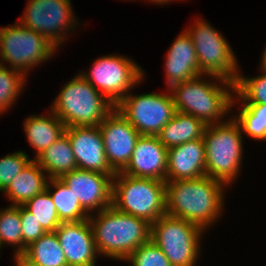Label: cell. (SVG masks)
<instances>
[{
    "instance_id": "6da1fadb",
    "label": "cell",
    "mask_w": 266,
    "mask_h": 266,
    "mask_svg": "<svg viewBox=\"0 0 266 266\" xmlns=\"http://www.w3.org/2000/svg\"><path fill=\"white\" fill-rule=\"evenodd\" d=\"M224 183L209 176L166 181V214L195 223L203 230L220 216Z\"/></svg>"
},
{
    "instance_id": "7a4b0ae2",
    "label": "cell",
    "mask_w": 266,
    "mask_h": 266,
    "mask_svg": "<svg viewBox=\"0 0 266 266\" xmlns=\"http://www.w3.org/2000/svg\"><path fill=\"white\" fill-rule=\"evenodd\" d=\"M89 215L98 253L126 261L142 244L151 240V224L145 219L116 210L113 206Z\"/></svg>"
},
{
    "instance_id": "3957f363",
    "label": "cell",
    "mask_w": 266,
    "mask_h": 266,
    "mask_svg": "<svg viewBox=\"0 0 266 266\" xmlns=\"http://www.w3.org/2000/svg\"><path fill=\"white\" fill-rule=\"evenodd\" d=\"M202 77L200 75L173 85L167 90L171 92L176 111L190 114L205 125L218 124L229 113L233 104H236L230 93L234 91V82H222V86H219L218 83L207 82Z\"/></svg>"
},
{
    "instance_id": "277c9868",
    "label": "cell",
    "mask_w": 266,
    "mask_h": 266,
    "mask_svg": "<svg viewBox=\"0 0 266 266\" xmlns=\"http://www.w3.org/2000/svg\"><path fill=\"white\" fill-rule=\"evenodd\" d=\"M112 206L152 224L166 215V182L117 172L112 180Z\"/></svg>"
},
{
    "instance_id": "5b68a950",
    "label": "cell",
    "mask_w": 266,
    "mask_h": 266,
    "mask_svg": "<svg viewBox=\"0 0 266 266\" xmlns=\"http://www.w3.org/2000/svg\"><path fill=\"white\" fill-rule=\"evenodd\" d=\"M51 106L65 128L98 126L115 108L80 73L64 85Z\"/></svg>"
},
{
    "instance_id": "8992f818",
    "label": "cell",
    "mask_w": 266,
    "mask_h": 266,
    "mask_svg": "<svg viewBox=\"0 0 266 266\" xmlns=\"http://www.w3.org/2000/svg\"><path fill=\"white\" fill-rule=\"evenodd\" d=\"M242 135L234 118L206 125L203 133L206 176L219 180L226 186L236 179L242 163Z\"/></svg>"
},
{
    "instance_id": "52a82bcc",
    "label": "cell",
    "mask_w": 266,
    "mask_h": 266,
    "mask_svg": "<svg viewBox=\"0 0 266 266\" xmlns=\"http://www.w3.org/2000/svg\"><path fill=\"white\" fill-rule=\"evenodd\" d=\"M190 29H186V32L195 47L200 75H209L220 82L235 83L239 75L237 60L222 34L198 18Z\"/></svg>"
},
{
    "instance_id": "ba28073f",
    "label": "cell",
    "mask_w": 266,
    "mask_h": 266,
    "mask_svg": "<svg viewBox=\"0 0 266 266\" xmlns=\"http://www.w3.org/2000/svg\"><path fill=\"white\" fill-rule=\"evenodd\" d=\"M203 231L195 223L166 214L151 224V240L172 266H195Z\"/></svg>"
},
{
    "instance_id": "9c48e42d",
    "label": "cell",
    "mask_w": 266,
    "mask_h": 266,
    "mask_svg": "<svg viewBox=\"0 0 266 266\" xmlns=\"http://www.w3.org/2000/svg\"><path fill=\"white\" fill-rule=\"evenodd\" d=\"M57 47L45 36L21 25L19 22L0 29V64L10 63L11 69L25 76L29 69L49 60Z\"/></svg>"
},
{
    "instance_id": "30bf717a",
    "label": "cell",
    "mask_w": 266,
    "mask_h": 266,
    "mask_svg": "<svg viewBox=\"0 0 266 266\" xmlns=\"http://www.w3.org/2000/svg\"><path fill=\"white\" fill-rule=\"evenodd\" d=\"M89 74L82 75L115 107L128 91L144 78V71L133 60L119 55H107L93 62Z\"/></svg>"
},
{
    "instance_id": "8fae6325",
    "label": "cell",
    "mask_w": 266,
    "mask_h": 266,
    "mask_svg": "<svg viewBox=\"0 0 266 266\" xmlns=\"http://www.w3.org/2000/svg\"><path fill=\"white\" fill-rule=\"evenodd\" d=\"M140 135L157 136L162 127L174 117L176 108L171 94H127L115 107Z\"/></svg>"
},
{
    "instance_id": "7c38bea8",
    "label": "cell",
    "mask_w": 266,
    "mask_h": 266,
    "mask_svg": "<svg viewBox=\"0 0 266 266\" xmlns=\"http://www.w3.org/2000/svg\"><path fill=\"white\" fill-rule=\"evenodd\" d=\"M26 6L19 23L45 36L58 48L66 40L67 31L78 24L70 0H29Z\"/></svg>"
},
{
    "instance_id": "4fadbf2b",
    "label": "cell",
    "mask_w": 266,
    "mask_h": 266,
    "mask_svg": "<svg viewBox=\"0 0 266 266\" xmlns=\"http://www.w3.org/2000/svg\"><path fill=\"white\" fill-rule=\"evenodd\" d=\"M98 126L107 161L116 173L121 172L129 163L140 134L116 108Z\"/></svg>"
},
{
    "instance_id": "5bb4252c",
    "label": "cell",
    "mask_w": 266,
    "mask_h": 266,
    "mask_svg": "<svg viewBox=\"0 0 266 266\" xmlns=\"http://www.w3.org/2000/svg\"><path fill=\"white\" fill-rule=\"evenodd\" d=\"M115 175L75 169L60 179L78 198L83 210L90 215L112 206V180Z\"/></svg>"
},
{
    "instance_id": "9a60e30c",
    "label": "cell",
    "mask_w": 266,
    "mask_h": 266,
    "mask_svg": "<svg viewBox=\"0 0 266 266\" xmlns=\"http://www.w3.org/2000/svg\"><path fill=\"white\" fill-rule=\"evenodd\" d=\"M72 145L78 169L116 175L107 161L99 126H74L65 128Z\"/></svg>"
},
{
    "instance_id": "2e32d148",
    "label": "cell",
    "mask_w": 266,
    "mask_h": 266,
    "mask_svg": "<svg viewBox=\"0 0 266 266\" xmlns=\"http://www.w3.org/2000/svg\"><path fill=\"white\" fill-rule=\"evenodd\" d=\"M65 254L68 266H95L98 251L88 219L62 222L54 231Z\"/></svg>"
},
{
    "instance_id": "e0dca14e",
    "label": "cell",
    "mask_w": 266,
    "mask_h": 266,
    "mask_svg": "<svg viewBox=\"0 0 266 266\" xmlns=\"http://www.w3.org/2000/svg\"><path fill=\"white\" fill-rule=\"evenodd\" d=\"M167 153L168 149L157 136L140 135L130 161L121 173L166 182Z\"/></svg>"
},
{
    "instance_id": "ac0fdd59",
    "label": "cell",
    "mask_w": 266,
    "mask_h": 266,
    "mask_svg": "<svg viewBox=\"0 0 266 266\" xmlns=\"http://www.w3.org/2000/svg\"><path fill=\"white\" fill-rule=\"evenodd\" d=\"M205 155L203 138L169 148L167 153V181L206 176Z\"/></svg>"
},
{
    "instance_id": "d6986e66",
    "label": "cell",
    "mask_w": 266,
    "mask_h": 266,
    "mask_svg": "<svg viewBox=\"0 0 266 266\" xmlns=\"http://www.w3.org/2000/svg\"><path fill=\"white\" fill-rule=\"evenodd\" d=\"M165 68L168 89L200 76L195 47L186 30L181 32L169 48Z\"/></svg>"
},
{
    "instance_id": "ffe728a7",
    "label": "cell",
    "mask_w": 266,
    "mask_h": 266,
    "mask_svg": "<svg viewBox=\"0 0 266 266\" xmlns=\"http://www.w3.org/2000/svg\"><path fill=\"white\" fill-rule=\"evenodd\" d=\"M44 170L33 159L19 173L4 191L11 200V206L24 205L34 196L44 192L49 178Z\"/></svg>"
},
{
    "instance_id": "44dd1931",
    "label": "cell",
    "mask_w": 266,
    "mask_h": 266,
    "mask_svg": "<svg viewBox=\"0 0 266 266\" xmlns=\"http://www.w3.org/2000/svg\"><path fill=\"white\" fill-rule=\"evenodd\" d=\"M50 114L47 116L34 114L24 122L27 140L37 152L36 157L57 141L65 131L64 123L52 111Z\"/></svg>"
},
{
    "instance_id": "7402d4cb",
    "label": "cell",
    "mask_w": 266,
    "mask_h": 266,
    "mask_svg": "<svg viewBox=\"0 0 266 266\" xmlns=\"http://www.w3.org/2000/svg\"><path fill=\"white\" fill-rule=\"evenodd\" d=\"M206 125L196 117L176 111L157 135L160 142L167 148L203 138Z\"/></svg>"
},
{
    "instance_id": "603a6c76",
    "label": "cell",
    "mask_w": 266,
    "mask_h": 266,
    "mask_svg": "<svg viewBox=\"0 0 266 266\" xmlns=\"http://www.w3.org/2000/svg\"><path fill=\"white\" fill-rule=\"evenodd\" d=\"M34 160L48 174V178H60L78 168L72 145L65 133Z\"/></svg>"
},
{
    "instance_id": "cb8c5ba5",
    "label": "cell",
    "mask_w": 266,
    "mask_h": 266,
    "mask_svg": "<svg viewBox=\"0 0 266 266\" xmlns=\"http://www.w3.org/2000/svg\"><path fill=\"white\" fill-rule=\"evenodd\" d=\"M51 184V185H49ZM53 186L56 191H51ZM46 191L55 204L61 222H79L89 218L79 200L60 178H49Z\"/></svg>"
},
{
    "instance_id": "d4e9b609",
    "label": "cell",
    "mask_w": 266,
    "mask_h": 266,
    "mask_svg": "<svg viewBox=\"0 0 266 266\" xmlns=\"http://www.w3.org/2000/svg\"><path fill=\"white\" fill-rule=\"evenodd\" d=\"M23 254L41 266H68L55 232H46L30 243Z\"/></svg>"
},
{
    "instance_id": "484cf974",
    "label": "cell",
    "mask_w": 266,
    "mask_h": 266,
    "mask_svg": "<svg viewBox=\"0 0 266 266\" xmlns=\"http://www.w3.org/2000/svg\"><path fill=\"white\" fill-rule=\"evenodd\" d=\"M3 243L17 246L15 254L23 253L26 245L22 241V225L20 219V205L0 210V245Z\"/></svg>"
},
{
    "instance_id": "4316f807",
    "label": "cell",
    "mask_w": 266,
    "mask_h": 266,
    "mask_svg": "<svg viewBox=\"0 0 266 266\" xmlns=\"http://www.w3.org/2000/svg\"><path fill=\"white\" fill-rule=\"evenodd\" d=\"M244 105L238 117L233 116L239 124L241 132L253 139L266 140V104Z\"/></svg>"
},
{
    "instance_id": "83f0119b",
    "label": "cell",
    "mask_w": 266,
    "mask_h": 266,
    "mask_svg": "<svg viewBox=\"0 0 266 266\" xmlns=\"http://www.w3.org/2000/svg\"><path fill=\"white\" fill-rule=\"evenodd\" d=\"M23 206L35 216L45 232H54L62 223L55 204L46 190L31 198Z\"/></svg>"
},
{
    "instance_id": "f1b7e54d",
    "label": "cell",
    "mask_w": 266,
    "mask_h": 266,
    "mask_svg": "<svg viewBox=\"0 0 266 266\" xmlns=\"http://www.w3.org/2000/svg\"><path fill=\"white\" fill-rule=\"evenodd\" d=\"M256 77L238 75L234 83L236 98L241 104H266V72Z\"/></svg>"
},
{
    "instance_id": "f546056e",
    "label": "cell",
    "mask_w": 266,
    "mask_h": 266,
    "mask_svg": "<svg viewBox=\"0 0 266 266\" xmlns=\"http://www.w3.org/2000/svg\"><path fill=\"white\" fill-rule=\"evenodd\" d=\"M10 69V70H9ZM26 76L15 69L0 64V114L15 103L17 96L22 92Z\"/></svg>"
},
{
    "instance_id": "4dcf8cb0",
    "label": "cell",
    "mask_w": 266,
    "mask_h": 266,
    "mask_svg": "<svg viewBox=\"0 0 266 266\" xmlns=\"http://www.w3.org/2000/svg\"><path fill=\"white\" fill-rule=\"evenodd\" d=\"M126 260L132 262V266H172L152 240L138 247Z\"/></svg>"
},
{
    "instance_id": "1f68e13d",
    "label": "cell",
    "mask_w": 266,
    "mask_h": 266,
    "mask_svg": "<svg viewBox=\"0 0 266 266\" xmlns=\"http://www.w3.org/2000/svg\"><path fill=\"white\" fill-rule=\"evenodd\" d=\"M31 160L25 152L18 151L0 159V191L4 192L12 180Z\"/></svg>"
},
{
    "instance_id": "d6a6232c",
    "label": "cell",
    "mask_w": 266,
    "mask_h": 266,
    "mask_svg": "<svg viewBox=\"0 0 266 266\" xmlns=\"http://www.w3.org/2000/svg\"><path fill=\"white\" fill-rule=\"evenodd\" d=\"M23 205H20V219L22 225V241L28 246L33 241L38 240L46 232L40 223L34 218Z\"/></svg>"
},
{
    "instance_id": "836d02e7",
    "label": "cell",
    "mask_w": 266,
    "mask_h": 266,
    "mask_svg": "<svg viewBox=\"0 0 266 266\" xmlns=\"http://www.w3.org/2000/svg\"><path fill=\"white\" fill-rule=\"evenodd\" d=\"M14 258L16 263L15 266H41L38 263L31 261L23 253L15 254Z\"/></svg>"
},
{
    "instance_id": "e575fe53",
    "label": "cell",
    "mask_w": 266,
    "mask_h": 266,
    "mask_svg": "<svg viewBox=\"0 0 266 266\" xmlns=\"http://www.w3.org/2000/svg\"><path fill=\"white\" fill-rule=\"evenodd\" d=\"M262 57H263L261 64L262 71L266 72V49L264 50Z\"/></svg>"
},
{
    "instance_id": "d590c367",
    "label": "cell",
    "mask_w": 266,
    "mask_h": 266,
    "mask_svg": "<svg viewBox=\"0 0 266 266\" xmlns=\"http://www.w3.org/2000/svg\"><path fill=\"white\" fill-rule=\"evenodd\" d=\"M151 2L153 3H156V4H166L167 2H171L173 0H150Z\"/></svg>"
}]
</instances>
